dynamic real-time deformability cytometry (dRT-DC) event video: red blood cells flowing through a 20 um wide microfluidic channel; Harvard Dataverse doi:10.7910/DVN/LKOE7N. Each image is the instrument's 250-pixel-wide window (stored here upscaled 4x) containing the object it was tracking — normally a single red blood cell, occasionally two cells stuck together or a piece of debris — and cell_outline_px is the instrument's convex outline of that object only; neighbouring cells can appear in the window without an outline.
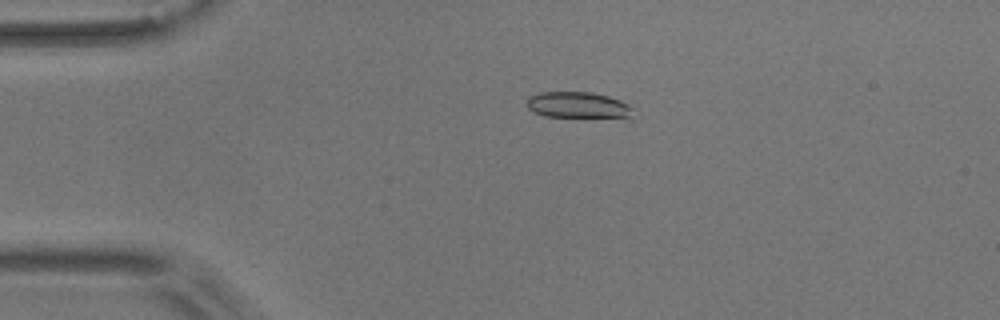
{"species": "common noctule bat (a hibernating species)", "species_latin": "Nyctalus noctula", "temperature_condition": "room temperature", "stored_images_in_passage": 4, "camera_frame_rate_fps": 3000, "um_per_image_px": 0.085, "animal": {"sex": "male", "body_mass_g": 17.9}, "frame": {"image": 1, "passage_image": 3, "time_ms": 2.333, "image_size_px": [1000, 320], "cell_outline_px": [[632, 108], [628, 116], [544, 116], [532, 112], [528, 108], [524, 100], [528, 96], [540, 92], [592, 92], [608, 96], [620, 100], [628, 104]], "centroid_in_image_um": [48.98, 8.89], "position_along_channel_um": 36.0, "area_um2": 15.84}}